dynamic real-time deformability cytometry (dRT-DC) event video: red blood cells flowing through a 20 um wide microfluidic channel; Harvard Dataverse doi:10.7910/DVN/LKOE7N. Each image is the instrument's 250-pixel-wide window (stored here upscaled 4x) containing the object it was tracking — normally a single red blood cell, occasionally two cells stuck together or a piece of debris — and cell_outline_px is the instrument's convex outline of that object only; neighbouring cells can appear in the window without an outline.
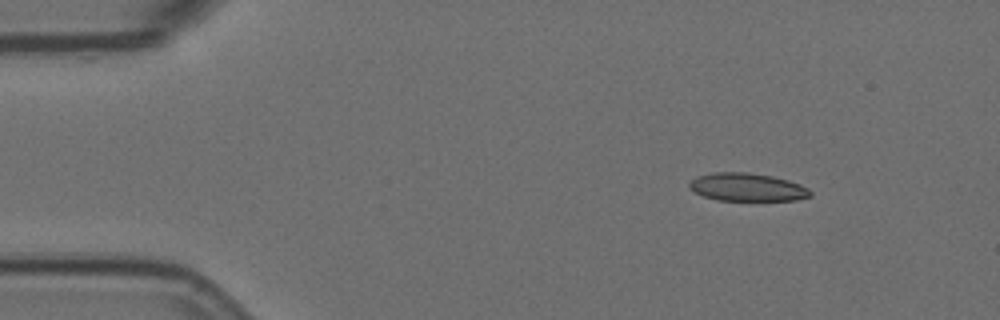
{"species": "Egyptian fruit bat (a non-hibernating species)", "species_latin": "Rousettus aegyptiacus", "temperature_condition": "room temperature", "stored_images_in_passage": 6, "camera_frame_rate_fps": 3000, "um_per_image_px": 0.085, "animal": {"sex": "female"}, "frame": {"image": 1, "passage_image": 3, "time_ms": 0.667, "image_size_px": [1000, 320], "cell_outline_px": [[812, 196], [796, 200], [716, 200], [704, 196], [688, 188], [688, 184], [696, 176], [712, 172], [744, 172], [772, 176], [788, 180], [800, 184], [808, 188], [812, 192]], "centroid_in_image_um": [63.51, 15.9], "position_along_channel_um": 21.5, "area_um2": 19.77}}
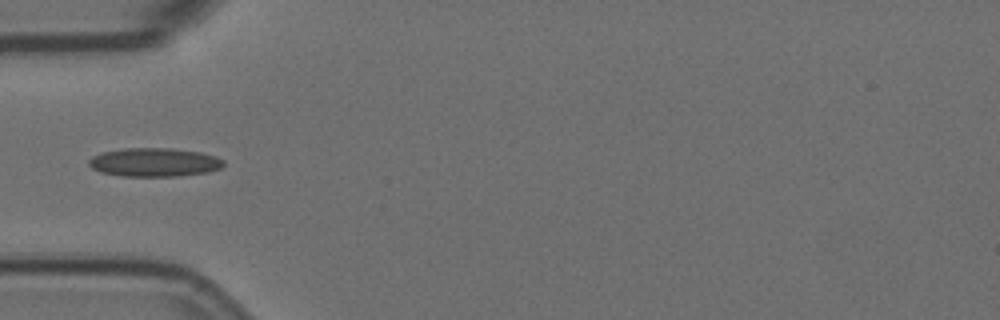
{"frame": {"image": 2, "passage_image": 6, "time_ms": 1.667, "image_size_px": [1000, 320], "cell_outline_px": [[224, 164], [220, 168], [208, 172], [176, 176], [120, 176], [100, 172], [92, 168], [88, 164], [88, 160], [92, 156], [104, 152], [124, 148], [172, 148], [200, 152], [216, 156], [224, 160]], "centroid_in_image_um": [13.11, 13.79], "position_along_channel_um": 71.9, "area_um2": 22.54}}